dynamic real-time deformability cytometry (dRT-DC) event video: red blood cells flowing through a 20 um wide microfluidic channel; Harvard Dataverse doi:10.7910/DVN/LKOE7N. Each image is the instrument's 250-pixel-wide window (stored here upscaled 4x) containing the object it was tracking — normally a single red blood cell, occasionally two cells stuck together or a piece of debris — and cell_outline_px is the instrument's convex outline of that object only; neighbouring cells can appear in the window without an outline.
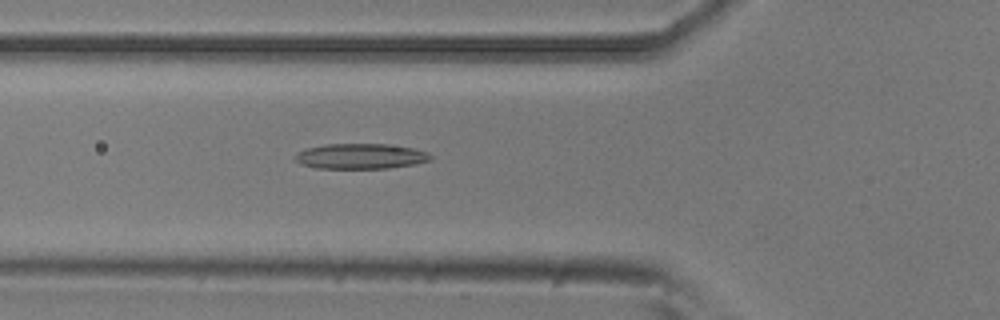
{"species": "common noctule bat (a hibernating species)", "species_latin": "Nyctalus noctula", "temperature_condition": "room temperature", "stored_images_in_passage": 50, "camera_frame_rate_fps": 3000, "um_per_image_px": 0.085, "animal": {"sex": "male", "body_mass_g": 20.5, "forearm_length_mm": 52.5}, "frame": {"image": 1, "passage_image": 15, "time_ms": 4.667, "image_size_px": [1000, 320], "cell_outline_px": [[432, 160], [416, 164], [388, 168], [316, 168], [292, 160], [296, 152], [304, 148], [324, 144], [388, 144], [416, 148], [428, 152], [432, 156]], "centroid_in_image_um": [30.65, 13.27], "position_along_channel_um": 95.1, "area_um2": 20.29}}
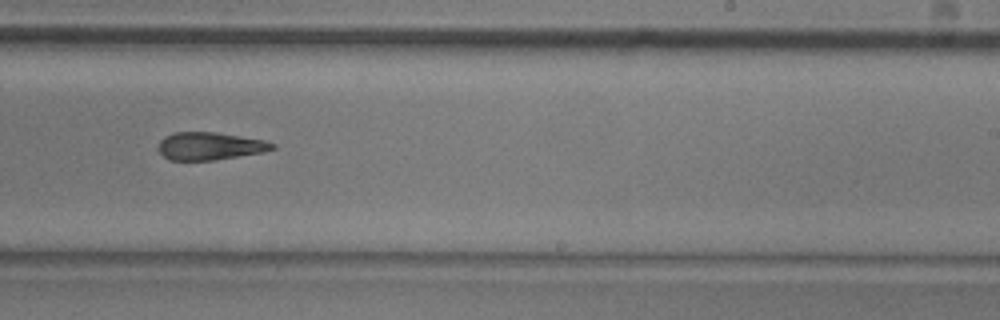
{"frame": {"image": 2, "passage_image": 29, "time_ms": 9.333, "image_size_px": [1000, 320], "cell_outline_px": [[276, 148], [260, 152], [216, 160], [168, 160], [156, 148], [160, 140], [164, 136], [172, 132], [216, 132], [268, 140], [276, 144]], "centroid_in_image_um": [17.82, 12.4], "position_along_channel_um": 271.2, "area_um2": 18.61}}
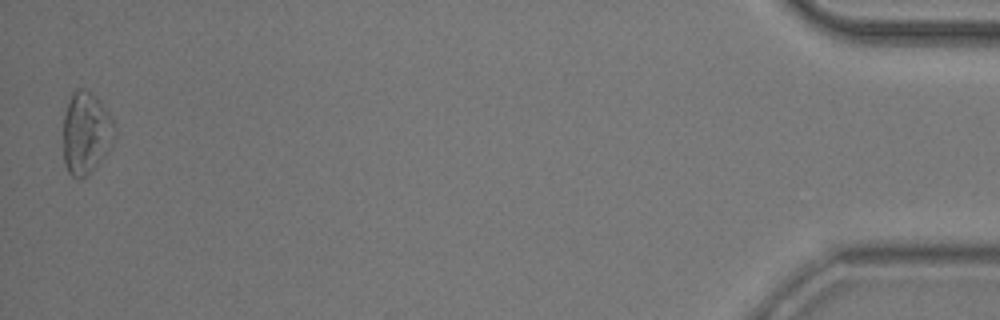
{"frame": {"image": 3, "passage_image": 49, "time_ms": 16.0, "image_size_px": [1000, 320], "cell_outline_px": [[116, 132], [112, 144], [96, 164], [80, 180], [76, 180], [68, 172], [64, 164], [64, 116], [68, 100], [72, 92], [76, 88], [84, 88], [108, 112], [116, 128]], "centroid_in_image_um": [7.28, 11.31], "position_along_channel_um": 427.9, "area_um2": 24.04}, "authors_computed_cell_mechanics": {"area_um2": 19.9988, "velocity_mm_per_s": 3.7607, "shape_relaxation_time_tau1_ms": null, "shape_relaxation_time_tau2_ms": 5.9097, "deformation_change_tau1": null, "deformation_change_tau2": 0.1895}}